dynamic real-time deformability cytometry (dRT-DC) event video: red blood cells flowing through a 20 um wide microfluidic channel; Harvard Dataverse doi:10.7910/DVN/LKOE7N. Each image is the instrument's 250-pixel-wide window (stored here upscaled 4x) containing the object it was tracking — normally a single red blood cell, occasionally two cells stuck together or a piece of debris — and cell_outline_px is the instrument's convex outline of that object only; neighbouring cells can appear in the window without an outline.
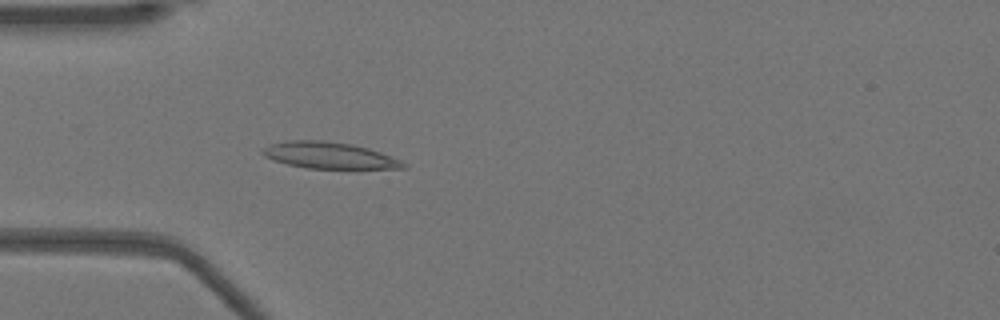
{"species": "Egyptian fruit bat (a non-hibernating species)", "species_latin": "Rousettus aegyptiacus", "temperature_condition": "warm", "stored_images_in_passage": 51, "camera_frame_rate_fps": 3000, "um_per_image_px": 0.085, "animal": {"sex": "female"}, "frame": {"image": 1, "passage_image": 15, "time_ms": 4.667, "image_size_px": [1000, 320], "cell_outline_px": [[408, 168], [356, 172], [308, 168], [288, 164], [272, 160], [264, 156], [260, 152], [268, 144], [288, 140], [324, 140], [352, 144], [368, 148], [380, 152], [400, 160], [408, 164]], "centroid_in_image_um": [28.11, 13.27], "position_along_channel_um": 56.9, "area_um2": 23.12}}
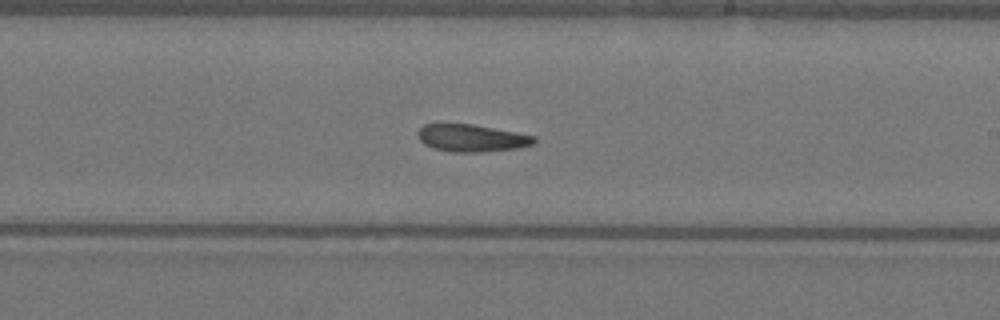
{"frame": {"image": 2, "passage_image": 30, "time_ms": 9.667, "image_size_px": [1000, 320], "cell_outline_px": [[536, 140], [532, 144], [516, 148], [480, 152], [452, 152], [432, 148], [424, 144], [416, 136], [416, 132], [424, 124], [472, 124], [516, 132], [536, 136]], "centroid_in_image_um": [40.04, 11.73], "position_along_channel_um": 249.0, "area_um2": 18.5}}
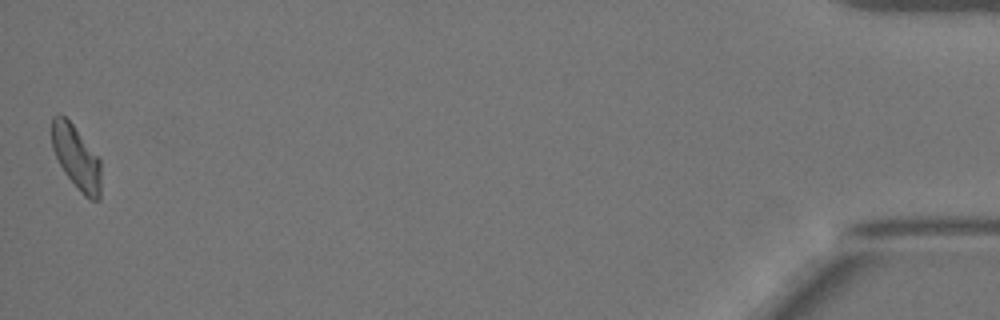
{"frame": {"image": 3, "passage_image": 51, "time_ms": 16.667, "image_size_px": [1000, 320], "cell_outline_px": [[100, 200], [92, 200], [84, 196], [64, 172], [52, 148], [52, 116], [64, 116], [72, 124], [100, 160]], "centroid_in_image_um": [6.49, 13.41], "position_along_channel_um": 428.7, "area_um2": 17.74}, "authors_computed_cell_mechanics": {"area_um2": 19.363, "velocity_mm_per_s": 3.9299, "shape_relaxation_time_tau1_ms": null, "shape_relaxation_time_tau2_ms": 7.8628, "deformation_change_tau1": null, "deformation_change_tau2": 0.1621}}